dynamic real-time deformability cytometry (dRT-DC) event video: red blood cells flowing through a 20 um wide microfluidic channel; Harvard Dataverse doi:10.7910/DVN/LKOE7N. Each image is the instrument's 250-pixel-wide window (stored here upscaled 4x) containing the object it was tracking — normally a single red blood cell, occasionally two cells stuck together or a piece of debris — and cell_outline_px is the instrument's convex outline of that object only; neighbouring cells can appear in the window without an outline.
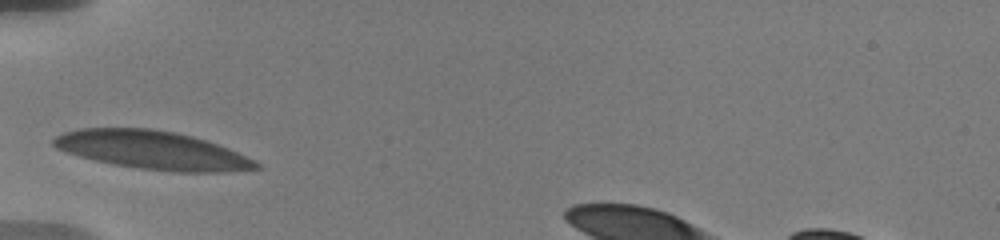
{"species": "human", "species_latin": "Homo sapiens", "temperature_condition": "warm", "stored_images_in_passage": 2, "camera_frame_rate_fps": 3000, "um_per_image_px": 0.085, "donor": {"sex": "male"}, "frame": {"image": 1, "passage_image": 1, "time_ms": 0.0, "image_size_px": [1000, 240], "cell_outline_px": [[260, 168], [224, 172], [176, 172], [140, 168], [112, 164], [80, 156], [56, 148], [52, 144], [52, 140], [56, 136], [64, 132], [80, 128], [152, 128], [192, 136], [228, 148], [256, 160], [260, 164]], "centroid_in_image_um": [12.96, 12.76], "position_along_channel_um": 72.0, "area_um2": 44.97}}